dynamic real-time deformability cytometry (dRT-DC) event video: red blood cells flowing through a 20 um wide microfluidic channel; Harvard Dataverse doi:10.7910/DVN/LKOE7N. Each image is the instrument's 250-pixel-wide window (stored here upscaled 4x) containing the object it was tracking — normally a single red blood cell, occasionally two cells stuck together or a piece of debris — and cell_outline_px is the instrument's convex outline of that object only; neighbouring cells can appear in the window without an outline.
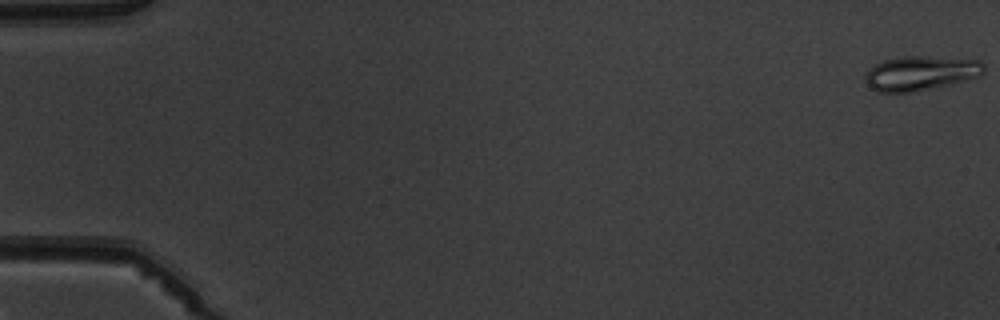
{"species": "common noctule bat (a hibernating species)", "species_latin": "Nyctalus noctula", "temperature_condition": "warm", "stored_images_in_passage": 5, "camera_frame_rate_fps": 3000, "um_per_image_px": 0.085, "animal": {"sex": "male", "body_mass_g": 19.5, "forearm_length_mm": 54.6}, "frame": {"image": 1, "passage_image": 1, "time_ms": 0.0, "image_size_px": [1000, 320], "cell_outline_px": [[984, 72], [980, 76], [932, 88], [908, 92], [876, 92], [864, 80], [864, 76], [868, 68], [884, 60], [904, 56], [924, 56], [980, 60], [984, 64]], "centroid_in_image_um": [78.23, 6.21], "position_along_channel_um": 6.8, "area_um2": 23.7}}